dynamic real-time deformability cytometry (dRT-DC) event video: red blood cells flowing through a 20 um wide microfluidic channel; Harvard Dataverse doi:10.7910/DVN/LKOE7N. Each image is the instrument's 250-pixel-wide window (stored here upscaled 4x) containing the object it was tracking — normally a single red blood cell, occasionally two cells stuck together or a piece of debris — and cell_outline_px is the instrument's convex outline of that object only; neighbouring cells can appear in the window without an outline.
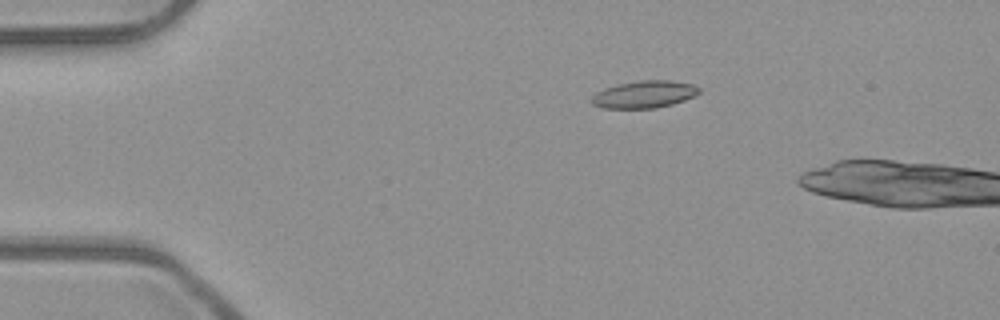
{"species": "common noctule bat (a hibernating species)", "species_latin": "Nyctalus noctula", "temperature_condition": "room temperature", "stored_images_in_passage": 5, "camera_frame_rate_fps": 3000, "um_per_image_px": 0.085, "animal": {"sex": "male", "body_mass_g": 23.1, "forearm_length_mm": 52.7}, "frame": {"image": 1, "passage_image": 3, "time_ms": 0.667, "image_size_px": [1000, 320], "cell_outline_px": [[700, 92], [696, 96], [672, 104], [656, 108], [604, 108], [592, 104], [592, 96], [596, 92], [604, 88], [620, 84], [640, 80], [672, 80], [692, 84], [700, 88]], "centroid_in_image_um": [54.79, 8.02], "position_along_channel_um": 30.2, "area_um2": 17.05}}